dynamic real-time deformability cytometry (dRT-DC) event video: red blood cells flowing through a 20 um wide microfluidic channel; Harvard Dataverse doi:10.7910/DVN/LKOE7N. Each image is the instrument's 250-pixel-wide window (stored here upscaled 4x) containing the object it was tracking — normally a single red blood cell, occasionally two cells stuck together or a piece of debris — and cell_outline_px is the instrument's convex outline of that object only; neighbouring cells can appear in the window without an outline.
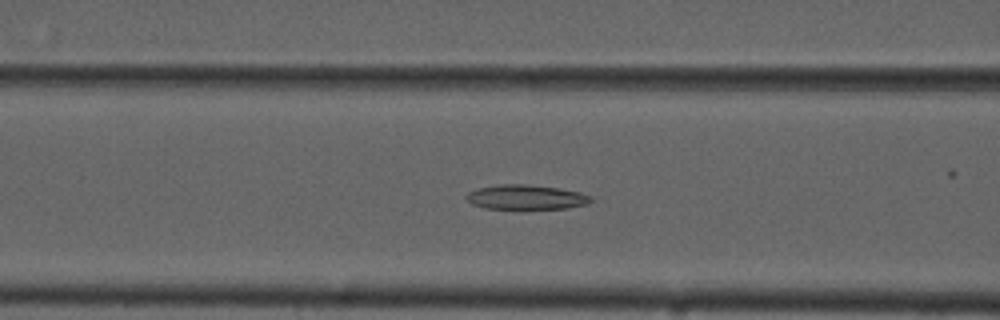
{"species": "common noctule bat (a hibernating species)", "species_latin": "Nyctalus noctula", "temperature_condition": "cold", "stored_images_in_passage": 54, "camera_frame_rate_fps": 3000, "um_per_image_px": 0.085, "animal": {"sex": "male", "forearm_length_mm": 52.5}, "frame": {"image": 1, "passage_image": 22, "time_ms": 7.0, "image_size_px": [1000, 320], "cell_outline_px": [[592, 200], [588, 204], [568, 208], [484, 208], [472, 204], [464, 196], [468, 192], [476, 188], [504, 184], [528, 184], [556, 188], [580, 192], [592, 196]], "centroid_in_image_um": [44.71, 16.75], "position_along_channel_um": 121.9, "area_um2": 17.74}}
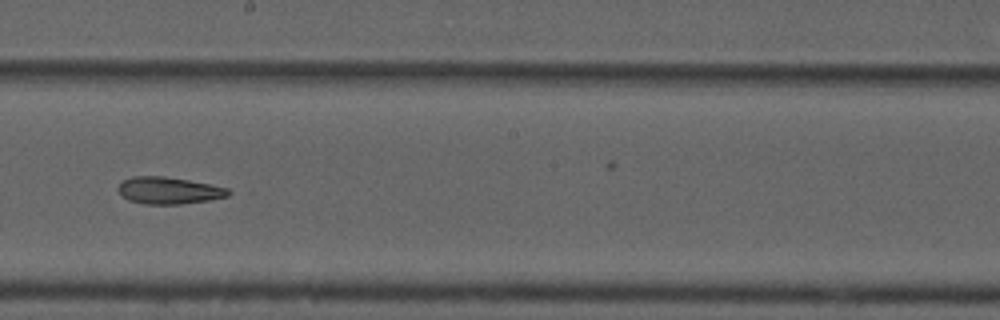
{"frame": {"image": 2, "passage_image": 31, "time_ms": 10.0, "image_size_px": [1000, 320], "cell_outline_px": [[236, 192], [228, 196], [208, 200], [180, 204], [144, 204], [128, 200], [116, 188], [124, 180], [132, 176], [164, 176], [188, 180], [228, 188]], "centroid_in_image_um": [14.38, 16.19], "position_along_channel_um": 233.8, "area_um2": 17.28}}
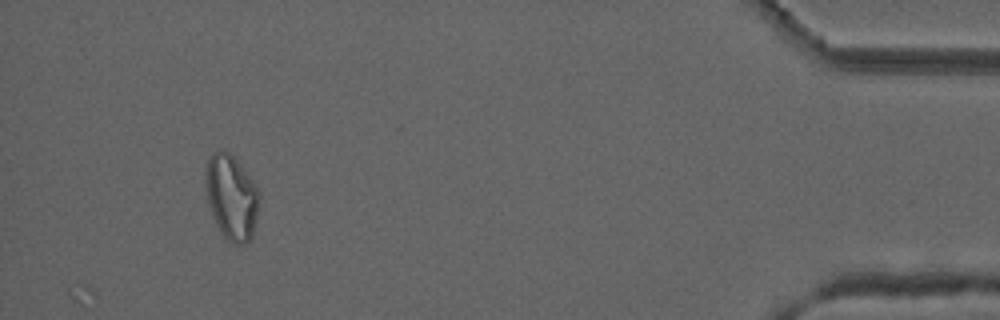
{"frame": {"image": 3, "passage_image": 51, "time_ms": 16.667, "image_size_px": [1000, 320], "cell_outline_px": [[260, 196], [252, 236], [244, 244], [232, 244], [224, 236], [216, 224], [208, 200], [204, 184], [204, 176], [208, 160], [216, 152], [228, 152], [240, 164], [260, 192]], "centroid_in_image_um": [19.67, 16.78], "position_along_channel_um": 415.5, "area_um2": 26.01}}